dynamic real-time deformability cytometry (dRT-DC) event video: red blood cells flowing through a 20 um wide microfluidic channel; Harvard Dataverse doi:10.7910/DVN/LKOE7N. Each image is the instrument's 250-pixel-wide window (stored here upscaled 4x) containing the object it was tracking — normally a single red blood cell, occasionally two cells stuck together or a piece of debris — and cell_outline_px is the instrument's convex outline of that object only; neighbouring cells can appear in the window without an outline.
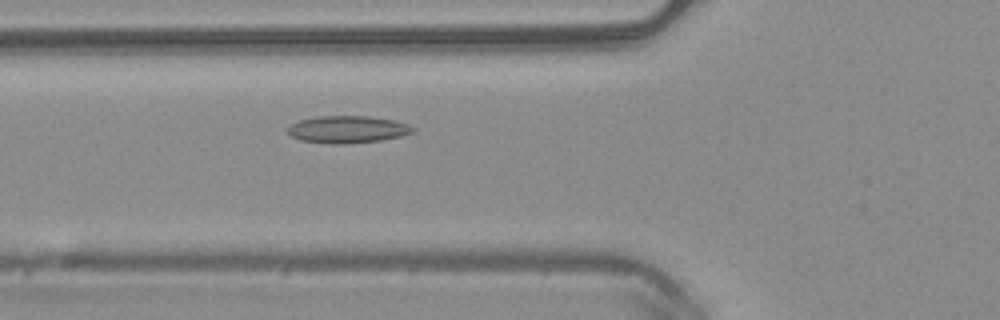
{"species": "common noctule bat (a hibernating species)", "species_latin": "Nyctalus noctula", "temperature_condition": "warm", "stored_images_in_passage": 47, "camera_frame_rate_fps": 3000, "um_per_image_px": 0.085, "animal": {"sex": "male", "body_mass_g": 20.4}, "frame": {"image": 1, "passage_image": 15, "time_ms": 4.667, "image_size_px": [1000, 320], "cell_outline_px": [[416, 128], [412, 132], [400, 136], [380, 140], [344, 144], [328, 144], [300, 140], [292, 136], [288, 132], [288, 128], [292, 124], [300, 120], [320, 116], [368, 116], [392, 120], [408, 124]], "centroid_in_image_um": [29.54, 11.0], "position_along_channel_um": 96.3, "area_um2": 19.65}}
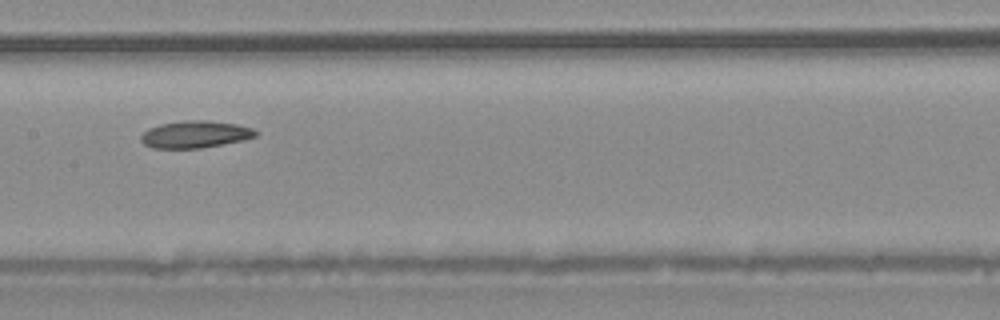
{"frame": {"image": 2, "passage_image": 22, "time_ms": 7.0, "image_size_px": [1000, 320], "cell_outline_px": [[260, 132], [256, 136], [244, 140], [200, 148], [152, 148], [144, 144], [140, 140], [140, 136], [148, 128], [160, 124], [184, 120], [208, 120], [236, 124], [252, 128]], "centroid_in_image_um": [16.59, 11.41], "position_along_channel_um": 190.8, "area_um2": 18.21}}
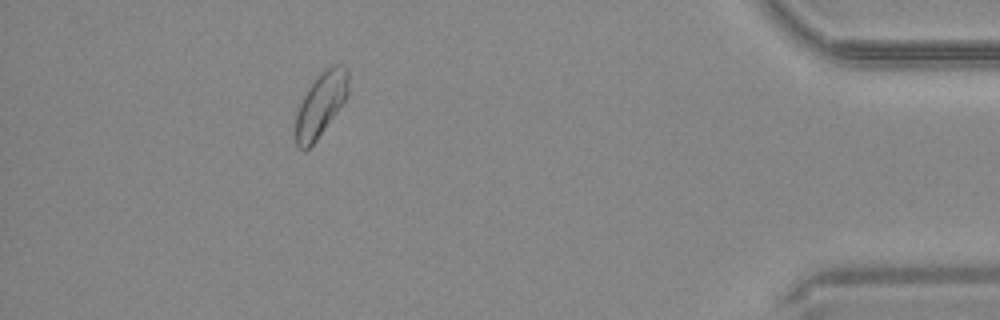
{"frame": {"image": 3, "passage_image": 42, "time_ms": 13.667, "image_size_px": [1000, 320], "cell_outline_px": [[348, 92], [344, 100], [336, 112], [316, 140], [304, 152], [296, 144], [296, 112], [308, 88], [332, 64], [344, 64], [348, 68]], "centroid_in_image_um": [27.27, 8.88], "position_along_channel_um": 407.9, "area_um2": 19.02}, "authors_computed_cell_mechanics": {"area_um2": 19.074, "velocity_mm_per_s": 4.0306, "shape_relaxation_time_tau1_ms": null, "shape_relaxation_time_tau2_ms": 7.732, "deformation_change_tau1": null, "deformation_change_tau2": 0.1201}}